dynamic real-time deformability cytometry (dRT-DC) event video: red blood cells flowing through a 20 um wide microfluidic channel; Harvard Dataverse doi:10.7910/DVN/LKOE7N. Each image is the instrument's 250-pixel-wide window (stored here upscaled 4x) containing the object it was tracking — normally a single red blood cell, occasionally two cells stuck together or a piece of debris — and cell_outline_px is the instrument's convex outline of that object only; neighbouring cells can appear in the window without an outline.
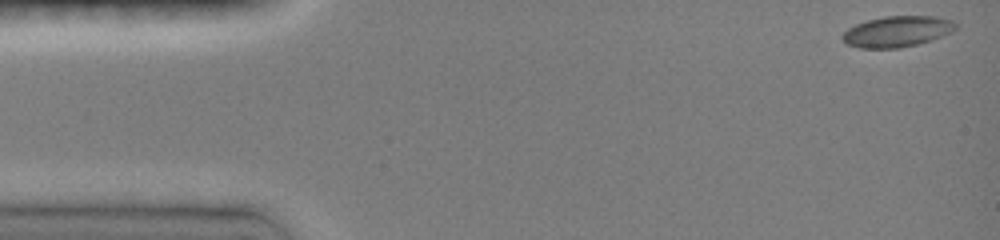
{"species": "common noctule bat (a hibernating species)", "species_latin": "Nyctalus noctula", "temperature_condition": "room temperature", "stored_images_in_passage": 43, "camera_frame_rate_fps": 3000, "um_per_image_px": 0.085, "animal": {"sex": "female", "body_mass_g": 19.0, "forearm_length_mm": 51.5}, "frame": {"image": 1, "passage_image": 1, "time_ms": 0.0, "image_size_px": [1000, 240], "cell_outline_px": [[956, 28], [952, 32], [916, 44], [900, 48], [860, 48], [848, 44], [840, 36], [848, 28], [856, 24], [868, 20], [884, 16], [936, 16], [952, 20], [956, 24]], "centroid_in_image_um": [76.24, 2.67], "position_along_channel_um": 8.8, "area_um2": 20.17}}
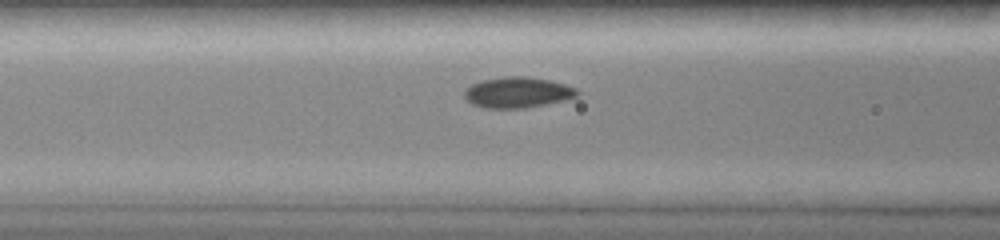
{"frame": {"image": 2, "passage_image": 18, "time_ms": 5.667, "image_size_px": [1000, 240], "cell_outline_px": [[580, 92], [576, 96], [564, 100], [548, 104], [524, 108], [484, 108], [472, 104], [464, 96], [464, 92], [472, 84], [480, 80], [504, 76], [528, 76], [548, 80], [564, 84], [576, 88]], "centroid_in_image_um": [43.99, 7.85], "position_along_channel_um": 122.6, "area_um2": 20.23}}
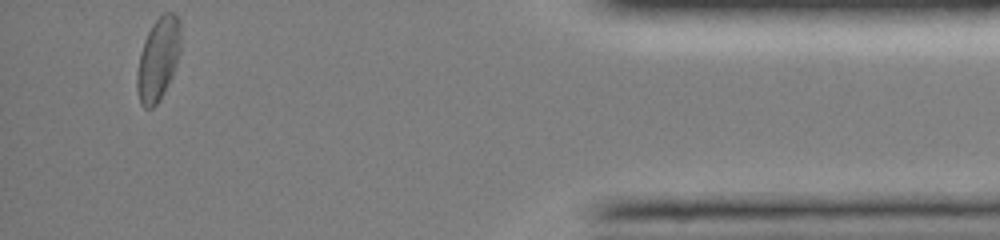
{"frame": {"image": 3, "passage_image": 43, "time_ms": 14.333, "image_size_px": [1000, 240], "cell_outline_px": [[180, 52], [176, 64], [164, 92], [156, 104], [152, 108], [144, 108], [140, 104], [136, 88], [136, 76], [140, 52], [144, 40], [152, 24], [164, 12], [172, 12], [180, 20]], "centroid_in_image_um": [13.43, 5.02], "position_along_channel_um": 421.8, "area_um2": 21.04}, "authors_computed_cell_mechanics": {"area_um2": 19.941, "velocity_mm_per_s": 4.0017, "shape_relaxation_time_tau1_ms": 3.6235, "shape_relaxation_time_tau2_ms": 2.5109, "deformation_change_tau1": 0.0959, "deformation_change_tau2": 0.0376}}